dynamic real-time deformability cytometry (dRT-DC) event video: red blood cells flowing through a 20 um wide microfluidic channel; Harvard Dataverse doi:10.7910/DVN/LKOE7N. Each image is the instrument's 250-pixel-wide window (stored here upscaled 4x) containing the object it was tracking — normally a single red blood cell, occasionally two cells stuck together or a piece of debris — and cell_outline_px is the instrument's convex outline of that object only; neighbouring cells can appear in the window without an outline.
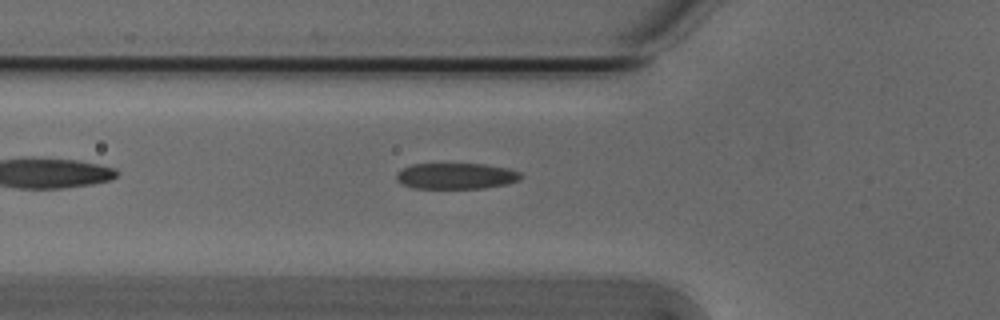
{"species": "Egyptian fruit bat (a non-hibernating species)", "species_latin": "Rousettus aegyptiacus", "temperature_condition": "cold", "stored_images_in_passage": 36, "camera_frame_rate_fps": 3000, "um_per_image_px": 0.085, "animal": {"sex": "male"}, "frame": {"image": 1, "passage_image": 2, "time_ms": 0.333, "image_size_px": [1000, 320], "cell_outline_px": [[524, 176], [520, 180], [508, 184], [484, 188], [412, 188], [400, 184], [396, 180], [396, 172], [412, 164], [484, 164], [508, 168], [520, 172]], "centroid_in_image_um": [38.78, 14.96], "position_along_channel_um": 87.0, "area_um2": 19.07}}
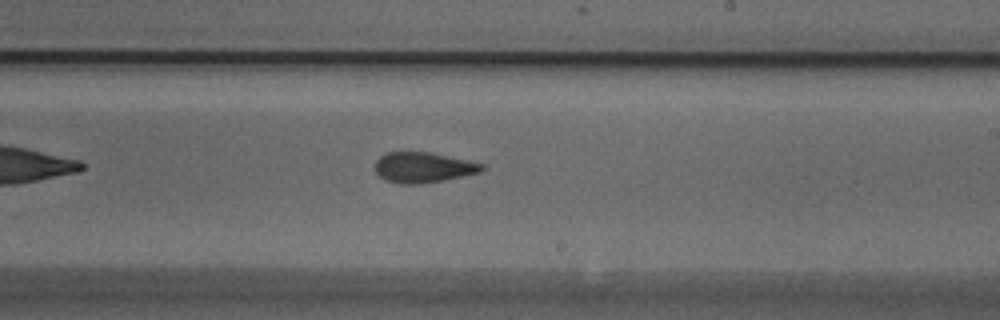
{"frame": {"image": 2, "passage_image": 15, "time_ms": 4.667, "image_size_px": [1000, 320], "cell_outline_px": [[484, 168], [480, 172], [464, 176], [444, 180], [420, 184], [400, 184], [384, 180], [376, 172], [376, 160], [380, 156], [388, 152], [428, 152], [468, 160], [484, 164]], "centroid_in_image_um": [35.97, 14.24], "position_along_channel_um": 253.0, "area_um2": 18.9}}
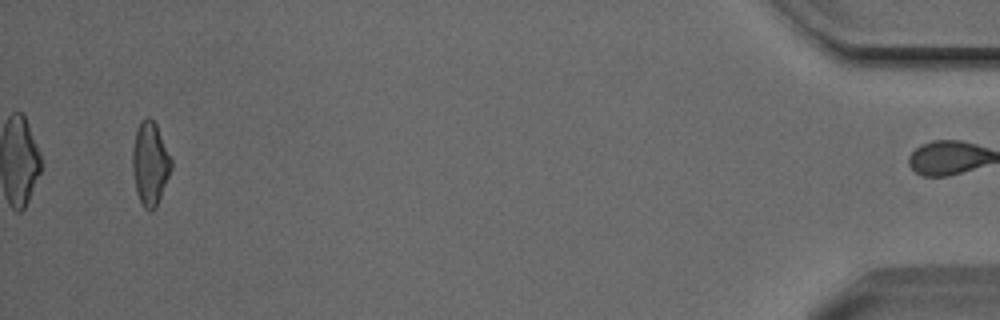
{"frame": {"image": 3, "passage_image": 35, "time_ms": 11.333, "image_size_px": [1000, 320], "cell_outline_px": [[172, 168], [156, 208], [152, 212], [148, 212], [144, 208], [136, 192], [132, 168], [132, 148], [136, 132], [140, 120], [144, 116], [148, 116], [156, 124], [172, 160]], "centroid_in_image_um": [12.75, 13.91], "position_along_channel_um": 422.5, "area_um2": 18.96}}